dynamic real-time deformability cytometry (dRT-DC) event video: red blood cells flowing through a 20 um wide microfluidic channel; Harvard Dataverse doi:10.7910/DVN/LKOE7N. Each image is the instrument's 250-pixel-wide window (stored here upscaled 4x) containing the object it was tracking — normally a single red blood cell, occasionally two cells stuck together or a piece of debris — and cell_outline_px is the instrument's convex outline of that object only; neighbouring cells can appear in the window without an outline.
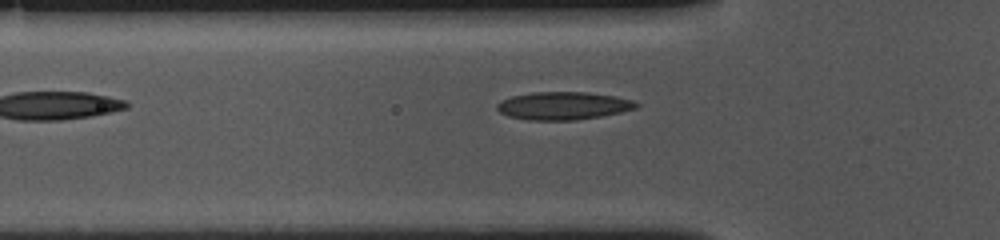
{"species": "common noctule bat (a hibernating species)", "species_latin": "Nyctalus noctula", "temperature_condition": "cold", "stored_images_in_passage": 37, "camera_frame_rate_fps": 3000, "um_per_image_px": 0.085, "animal": {"sex": "female", "body_mass_g": 10.0, "forearm_length_mm": 53.1}, "frame": {"image": 1, "passage_image": 3, "time_ms": 0.667, "image_size_px": [1000, 240], "cell_outline_px": [[640, 104], [636, 108], [620, 112], [600, 116], [576, 120], [528, 120], [508, 116], [500, 112], [496, 108], [496, 104], [500, 100], [512, 96], [532, 92], [588, 92], [616, 96], [632, 100]], "centroid_in_image_um": [47.85, 8.98], "position_along_channel_um": 77.9, "area_um2": 22.66}}
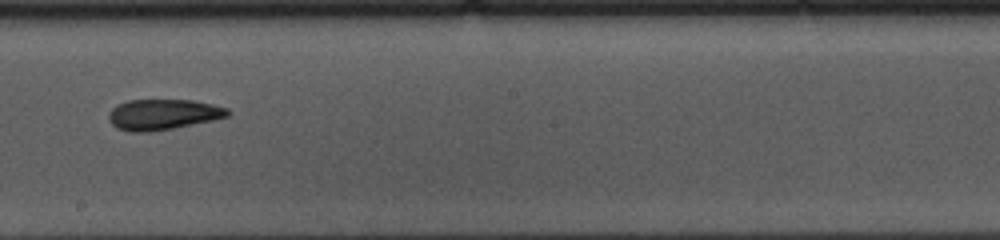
{"frame": {"image": 2, "passage_image": 16, "time_ms": 5.0, "image_size_px": [1000, 240], "cell_outline_px": [[232, 112], [228, 116], [212, 120], [172, 128], [148, 132], [128, 132], [116, 128], [108, 120], [108, 112], [116, 104], [128, 100], [192, 100], [212, 104], [228, 108]], "centroid_in_image_um": [13.81, 9.73], "position_along_channel_um": 234.4, "area_um2": 21.33}}
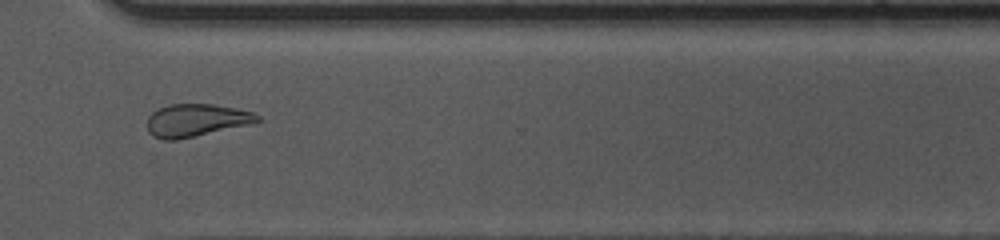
{"frame": {"image": 3, "passage_image": 26, "time_ms": 8.333, "image_size_px": [1000, 240], "cell_outline_px": [[260, 120], [248, 124], [176, 140], [164, 140], [152, 136], [148, 132], [148, 116], [156, 108], [168, 104], [212, 104], [236, 108], [252, 112], [260, 116]], "centroid_in_image_um": [16.61, 10.21], "position_along_channel_um": 354.0, "area_um2": 20.81}, "authors_computed_cell_mechanics": {"area_um2": 21.675, "velocity_mm_per_s": 3.5912, "shape_relaxation_time_tau1_ms": 5.7042, "shape_relaxation_time_tau2_ms": 4.7474, "deformation_change_tau1": 0.1302, "deformation_change_tau2": 0.1081}}